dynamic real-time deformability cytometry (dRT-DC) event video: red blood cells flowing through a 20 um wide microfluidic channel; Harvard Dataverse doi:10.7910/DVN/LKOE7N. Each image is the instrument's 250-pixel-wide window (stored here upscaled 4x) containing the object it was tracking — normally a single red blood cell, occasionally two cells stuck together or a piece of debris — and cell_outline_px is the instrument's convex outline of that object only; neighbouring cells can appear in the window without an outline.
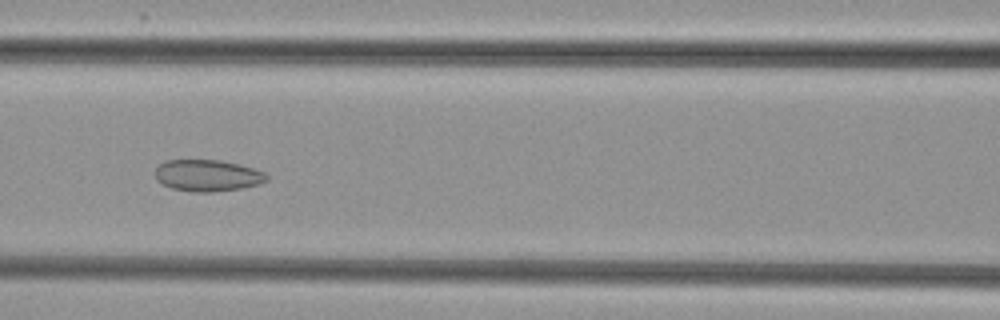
{"species": "common noctule bat (a hibernating species)", "species_latin": "Nyctalus noctula", "temperature_condition": "cold", "stored_images_in_passage": 40, "camera_frame_rate_fps": 3000, "um_per_image_px": 0.085, "animal": {"sex": "female", "body_mass_g": 29.2, "forearm_length_mm": 56.3}, "frame": {"image": 1, "passage_image": 10, "time_ms": 3.0, "image_size_px": [1000, 320], "cell_outline_px": [[268, 180], [260, 184], [244, 188], [212, 192], [192, 192], [172, 188], [156, 180], [156, 168], [160, 164], [168, 160], [220, 160], [240, 164], [264, 172], [268, 176]], "centroid_in_image_um": [17.67, 14.92], "position_along_channel_um": 148.9, "area_um2": 20.58}}
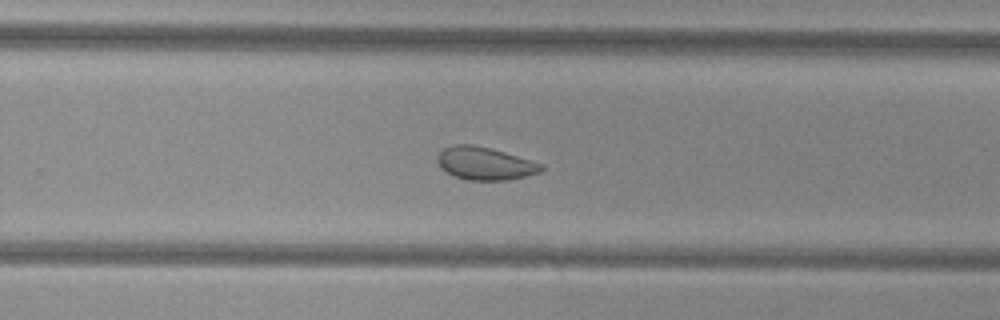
{"frame": {"image": 2, "passage_image": 21, "time_ms": 6.667, "image_size_px": [1000, 320], "cell_outline_px": [[544, 168], [540, 172], [508, 180], [468, 180], [456, 176], [440, 168], [436, 160], [436, 156], [444, 148], [452, 144], [472, 144], [492, 148], [544, 164]], "centroid_in_image_um": [41.2, 13.88], "position_along_channel_um": 288.6, "area_um2": 19.94}}
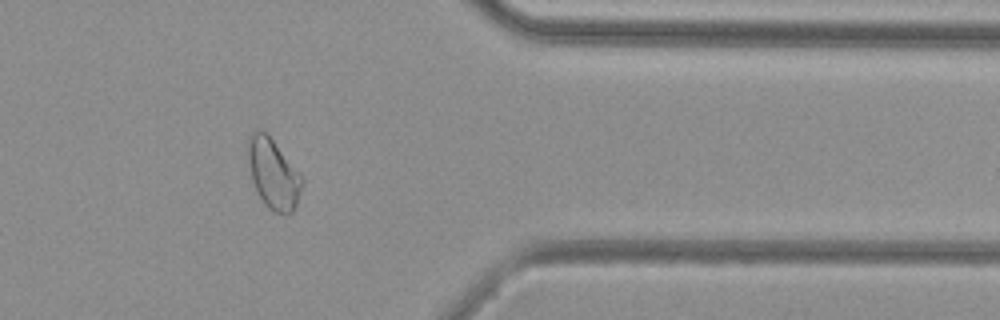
{"frame": {"image": 3, "passage_image": 30, "time_ms": 9.667, "image_size_px": [1000, 320], "cell_outline_px": [[304, 184], [296, 208], [292, 212], [272, 212], [264, 204], [256, 192], [252, 180], [244, 152], [248, 136], [256, 128], [264, 128], [304, 176]], "centroid_in_image_um": [23.2, 14.69], "position_along_channel_um": 388.2, "area_um2": 23.35}, "authors_computed_cell_mechanics": {"area_um2": 20.9525, "velocity_mm_per_s": 3.8205, "shape_relaxation_time_tau1_ms": null, "shape_relaxation_time_tau2_ms": 3.492, "deformation_change_tau1": null, "deformation_change_tau2": 0.0792}}